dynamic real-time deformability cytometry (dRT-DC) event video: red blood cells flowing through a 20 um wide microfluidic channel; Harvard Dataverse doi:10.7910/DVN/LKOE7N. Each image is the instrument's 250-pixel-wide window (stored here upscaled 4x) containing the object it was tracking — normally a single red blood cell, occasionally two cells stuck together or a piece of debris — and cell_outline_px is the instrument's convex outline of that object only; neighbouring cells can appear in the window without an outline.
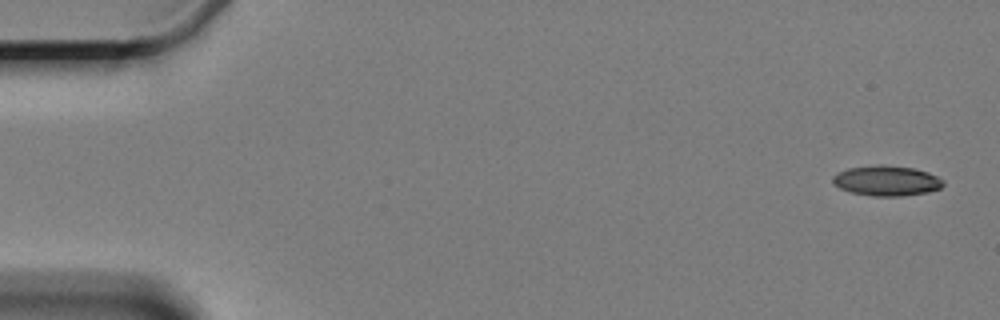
{"species": "Egyptian fruit bat (a non-hibernating species)", "species_latin": "Rousettus aegyptiacus", "temperature_condition": "cold", "stored_images_in_passage": 5, "camera_frame_rate_fps": 3000, "um_per_image_px": 0.085, "animal": {"sex": "female"}, "frame": {"image": 1, "passage_image": 1, "time_ms": 0.0, "image_size_px": [1000, 320], "cell_outline_px": [[944, 184], [940, 188], [928, 192], [900, 196], [872, 196], [852, 192], [840, 188], [832, 180], [832, 176], [848, 168], [876, 164], [884, 164], [912, 168], [928, 172], [944, 180]], "centroid_in_image_um": [75.38, 15.35], "position_along_channel_um": 9.6, "area_um2": 19.36}}
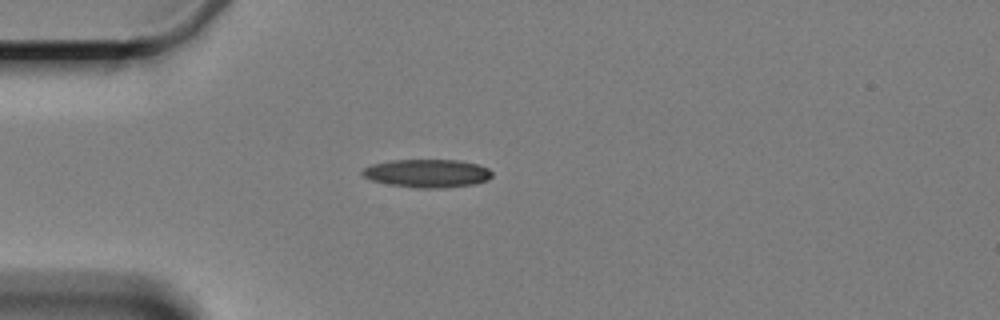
{"frame": {"image": 2, "passage_image": 5, "time_ms": 4.667, "image_size_px": [1000, 320], "cell_outline_px": [[492, 176], [488, 180], [472, 184], [444, 188], [416, 188], [388, 184], [372, 180], [364, 176], [360, 172], [364, 168], [372, 164], [388, 160], [460, 160], [476, 164], [488, 168], [492, 172]], "centroid_in_image_um": [36.31, 14.73], "position_along_channel_um": 48.7, "area_um2": 21.33}}